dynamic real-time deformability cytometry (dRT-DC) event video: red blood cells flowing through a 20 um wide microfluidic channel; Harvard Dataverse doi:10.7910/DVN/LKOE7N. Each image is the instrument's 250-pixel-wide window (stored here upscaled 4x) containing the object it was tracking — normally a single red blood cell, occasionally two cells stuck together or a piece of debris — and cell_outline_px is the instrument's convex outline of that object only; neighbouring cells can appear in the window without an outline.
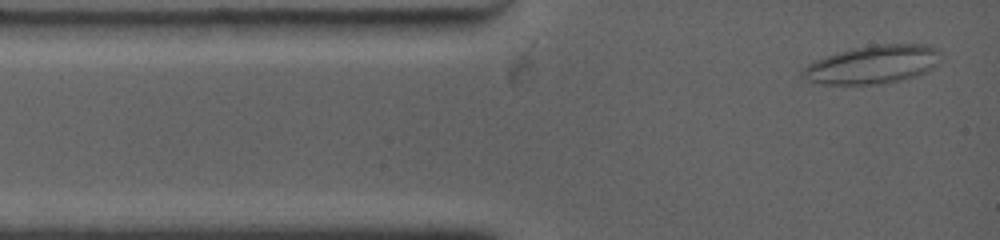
{"species": "common noctule bat (a hibernating species)", "species_latin": "Nyctalus noctula", "temperature_condition": "warm", "stored_images_in_passage": 59, "segment_of_instrument_passage": [1, 2], "camera_frame_rate_fps": 4500, "um_per_image_px": 0.085, "animal": {"sex": "female", "body_mass_g": 19.0, "forearm_length_mm": 53.3}, "frame": {"image": 1, "passage_image": 2, "time_ms": 0.222, "image_size_px": [1000, 240], "cell_outline_px": [[940, 52], [936, 64], [928, 72], [900, 80], [880, 84], [824, 84], [808, 80], [800, 76], [804, 68], [808, 64], [816, 60], [852, 48], [872, 44], [928, 44], [936, 48]], "centroid_in_image_um": [74.2, 5.48], "position_along_channel_um": 10.8, "area_um2": 30.63}}
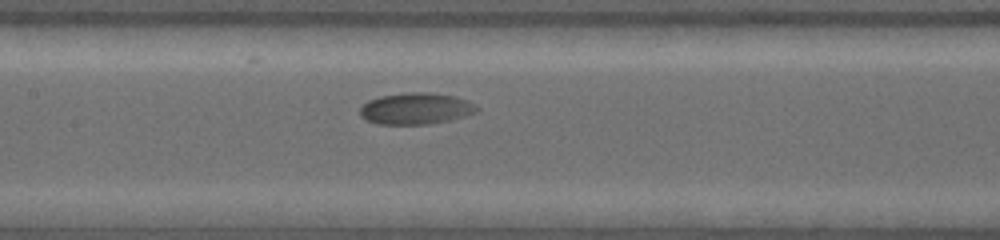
{"frame": {"image": 2, "passage_image": 30, "time_ms": 5.778, "image_size_px": [1000, 240], "cell_outline_px": [[480, 108], [476, 112], [448, 120], [428, 124], [380, 124], [368, 120], [360, 116], [360, 108], [368, 100], [380, 96], [408, 92], [432, 92], [456, 96], [468, 100]], "centroid_in_image_um": [35.36, 9.21], "position_along_channel_um": 172.0, "area_um2": 21.39}}
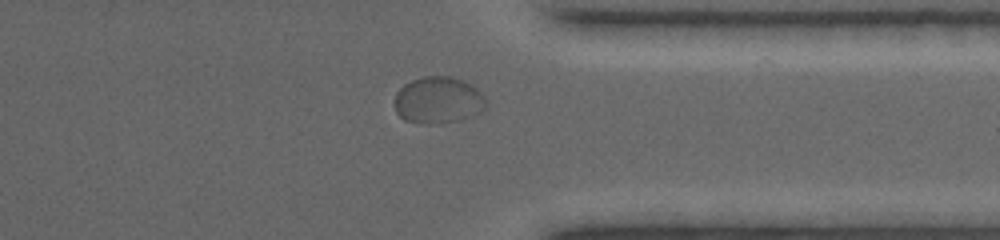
{"frame": {"image": 3, "passage_image": 52, "time_ms": 11.556, "image_size_px": [1000, 240], "cell_outline_px": [[484, 108], [480, 112], [456, 120], [440, 124], [428, 124], [404, 120], [396, 112], [396, 92], [404, 84], [412, 80], [424, 76], [452, 76], [464, 80], [472, 84], [484, 96]], "centroid_in_image_um": [37.23, 8.49], "position_along_channel_um": 374.2, "area_um2": 24.74}}